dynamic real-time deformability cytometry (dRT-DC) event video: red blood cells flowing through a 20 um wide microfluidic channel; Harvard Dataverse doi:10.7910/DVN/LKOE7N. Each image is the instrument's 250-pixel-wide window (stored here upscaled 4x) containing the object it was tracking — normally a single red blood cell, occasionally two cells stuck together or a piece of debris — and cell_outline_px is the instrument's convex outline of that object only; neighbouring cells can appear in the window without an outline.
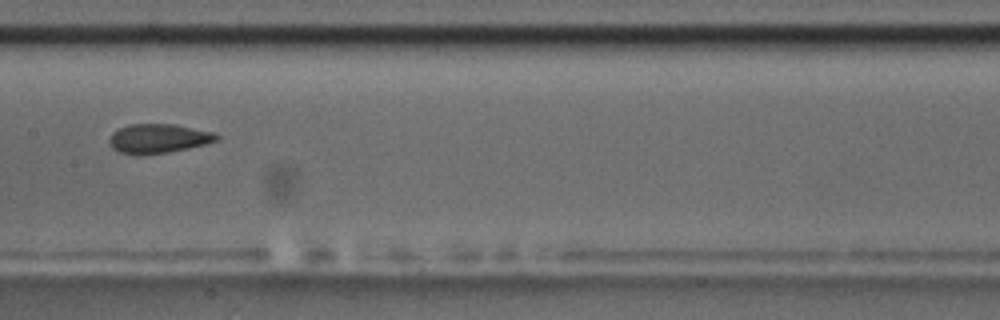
{"species": "common noctule bat (a hibernating species)", "species_latin": "Nyctalus noctula", "temperature_condition": "room temperature", "stored_images_in_passage": 5, "camera_frame_rate_fps": 3000, "um_per_image_px": 0.085, "animal": {"sex": "male", "body_mass_g": 17.5, "forearm_length_mm": 52.3}, "frame": {"image": 1, "passage_image": 4, "time_ms": 1.0, "image_size_px": [1000, 320], "cell_outline_px": [[220, 140], [188, 148], [168, 152], [136, 156], [120, 152], [112, 148], [108, 144], [108, 140], [112, 132], [128, 124], [176, 124], [212, 132], [220, 136]], "centroid_in_image_um": [13.43, 11.78], "position_along_channel_um": 194.0, "area_um2": 18.5}}